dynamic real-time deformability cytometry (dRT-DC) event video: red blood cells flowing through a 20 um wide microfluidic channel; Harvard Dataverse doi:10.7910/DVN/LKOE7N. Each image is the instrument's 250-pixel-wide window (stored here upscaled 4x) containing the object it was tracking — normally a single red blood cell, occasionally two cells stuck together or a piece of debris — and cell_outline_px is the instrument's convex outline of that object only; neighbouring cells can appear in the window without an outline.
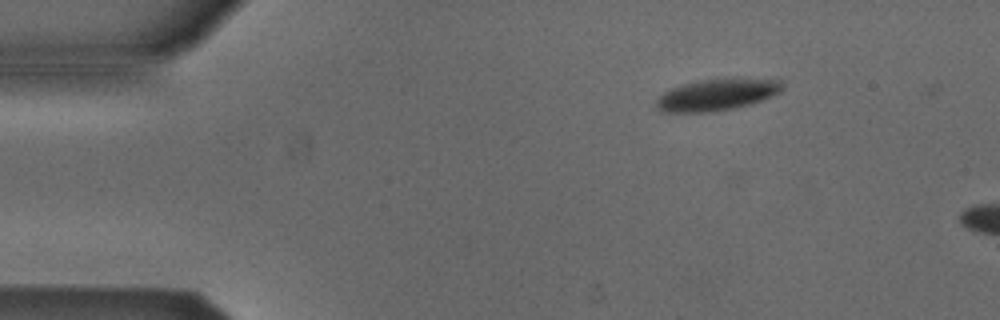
{"species": "Egyptian fruit bat (a non-hibernating species)", "species_latin": "Rousettus aegyptiacus", "temperature_condition": "cold", "stored_images_in_passage": 3, "camera_frame_rate_fps": 3000, "um_per_image_px": 0.085, "animal": {"sex": "male"}, "frame": {"image": 1, "passage_image": 2, "time_ms": 0.333, "image_size_px": [1000, 320], "cell_outline_px": [[780, 92], [752, 104], [712, 112], [660, 112], [656, 108], [656, 100], [664, 92], [680, 84], [700, 80], [724, 76], [780, 80]], "centroid_in_image_um": [60.9, 8.02], "position_along_channel_um": 24.1, "area_um2": 23.64}}